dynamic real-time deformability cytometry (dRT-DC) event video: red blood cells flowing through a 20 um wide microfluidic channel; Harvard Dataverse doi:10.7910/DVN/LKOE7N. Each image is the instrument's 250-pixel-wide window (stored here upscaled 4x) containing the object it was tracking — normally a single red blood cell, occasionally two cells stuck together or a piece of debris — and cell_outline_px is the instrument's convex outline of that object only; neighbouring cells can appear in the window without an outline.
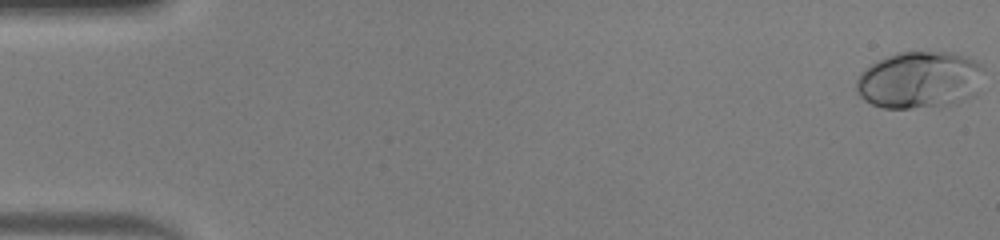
{"species": "human", "species_latin": "Homo sapiens", "temperature_condition": "warm", "stored_images_in_passage": 50, "camera_frame_rate_fps": 3000, "um_per_image_px": 0.085, "donor": {"sex": "male"}, "frame": {"image": 1, "passage_image": 1, "time_ms": 0.0, "image_size_px": [1000, 240], "cell_outline_px": [[984, 68], [976, 96], [956, 104], [908, 108], [884, 108], [872, 104], [864, 100], [860, 96], [856, 88], [856, 80], [860, 72], [872, 64], [896, 52], [952, 52], [976, 60]], "centroid_in_image_um": [78.19, 6.8], "position_along_channel_um": 6.8, "area_um2": 42.66}}
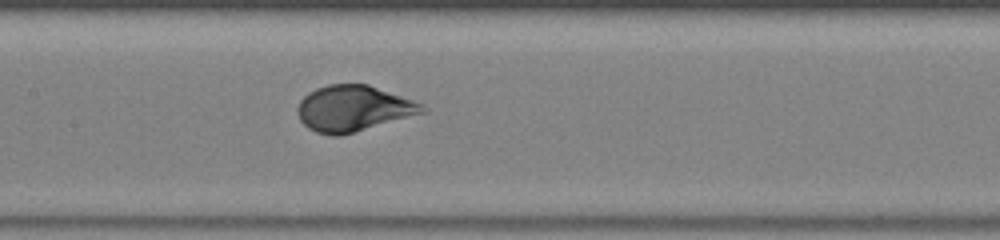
{"frame": {"image": 2, "passage_image": 25, "time_ms": 8.0, "image_size_px": [1000, 240], "cell_outline_px": [[428, 112], [340, 136], [332, 136], [316, 132], [308, 128], [300, 120], [296, 112], [296, 108], [300, 100], [308, 92], [316, 88], [328, 84], [368, 84], [412, 100], [428, 108]], "centroid_in_image_um": [30.01, 9.22], "position_along_channel_um": 177.4, "area_um2": 33.47}}
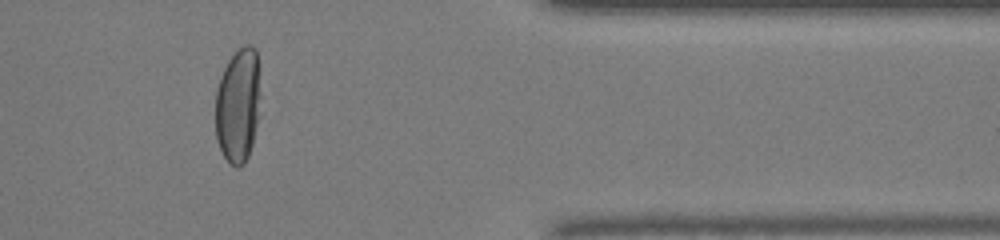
{"frame": {"image": 3, "passage_image": 42, "time_ms": 13.667, "image_size_px": [1000, 240], "cell_outline_px": [[260, 116], [252, 144], [248, 156], [244, 164], [236, 168], [224, 156], [216, 140], [216, 88], [220, 76], [228, 60], [244, 44], [248, 44], [256, 48], [260, 96]], "centroid_in_image_um": [20.25, 8.96], "position_along_channel_um": 391.2, "area_um2": 30.35}, "authors_computed_cell_mechanics": {"area_um2": 34.3621, "velocity_mm_per_s": 4.1525, "shape_relaxation_time_tau1_ms": 3.6919, "shape_relaxation_time_tau2_ms": null, "deformation_change_tau1": 0.2275, "deformation_change_tau2": null}}